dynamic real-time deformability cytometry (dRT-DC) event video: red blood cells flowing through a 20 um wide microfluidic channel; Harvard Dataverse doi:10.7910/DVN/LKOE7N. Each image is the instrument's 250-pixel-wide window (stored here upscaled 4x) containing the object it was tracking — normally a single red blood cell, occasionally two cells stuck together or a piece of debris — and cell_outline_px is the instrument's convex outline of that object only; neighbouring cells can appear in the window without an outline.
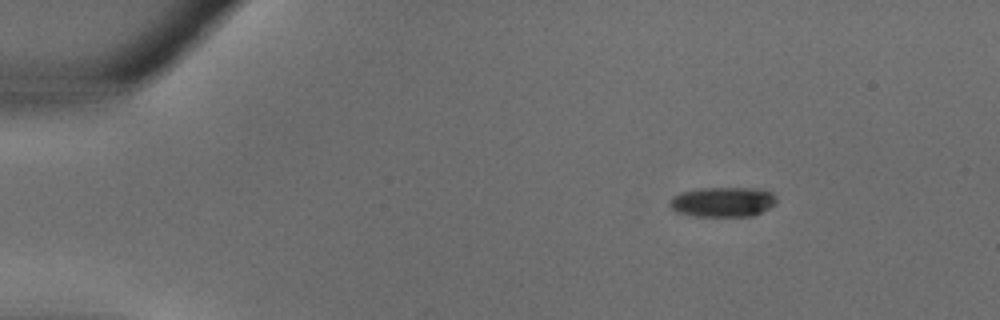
{"species": "common noctule bat (a hibernating species)", "species_latin": "Nyctalus noctula", "temperature_condition": "warm", "stored_images_in_passage": 31, "camera_frame_rate_fps": 3000, "um_per_image_px": 0.085, "animal": {"sex": "male", "body_mass_g": 18.8}, "frame": {"image": 1, "passage_image": 1, "time_ms": 0.0, "image_size_px": [1000, 320], "cell_outline_px": [[776, 204], [756, 216], [696, 216], [676, 212], [668, 204], [672, 196], [680, 192], [700, 188], [764, 188], [772, 192], [776, 196]], "centroid_in_image_um": [61.48, 17.16], "position_along_channel_um": 23.5, "area_um2": 18.96}}
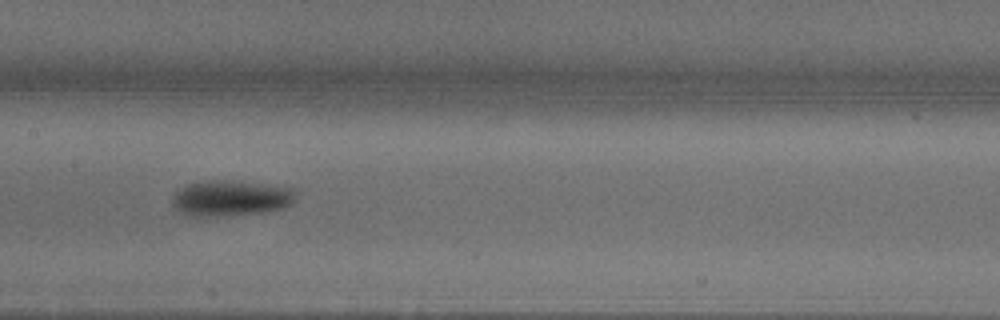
{"frame": {"image": 2, "passage_image": 14, "time_ms": 4.333, "image_size_px": [1000, 320], "cell_outline_px": [[296, 196], [292, 204], [284, 208], [264, 212], [216, 216], [188, 216], [180, 212], [172, 204], [172, 200], [176, 192], [188, 184], [212, 180], [232, 180], [296, 188]], "centroid_in_image_um": [19.66, 16.84], "position_along_channel_um": 187.7, "area_um2": 25.72}}
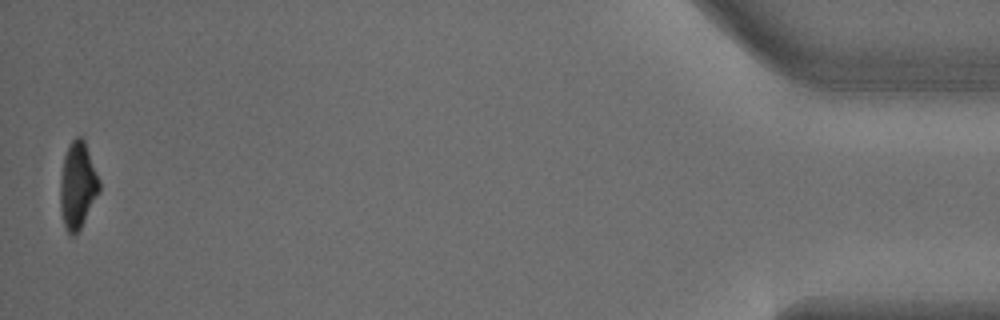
{"frame": {"image": 3, "passage_image": 31, "time_ms": 10.0, "image_size_px": [1000, 320], "cell_outline_px": [[100, 192], [80, 228], [72, 236], [68, 232], [64, 224], [60, 208], [60, 180], [64, 156], [72, 140], [76, 136], [80, 136], [84, 140], [100, 180]], "centroid_in_image_um": [6.61, 15.75], "position_along_channel_um": 428.6, "area_um2": 19.54}}